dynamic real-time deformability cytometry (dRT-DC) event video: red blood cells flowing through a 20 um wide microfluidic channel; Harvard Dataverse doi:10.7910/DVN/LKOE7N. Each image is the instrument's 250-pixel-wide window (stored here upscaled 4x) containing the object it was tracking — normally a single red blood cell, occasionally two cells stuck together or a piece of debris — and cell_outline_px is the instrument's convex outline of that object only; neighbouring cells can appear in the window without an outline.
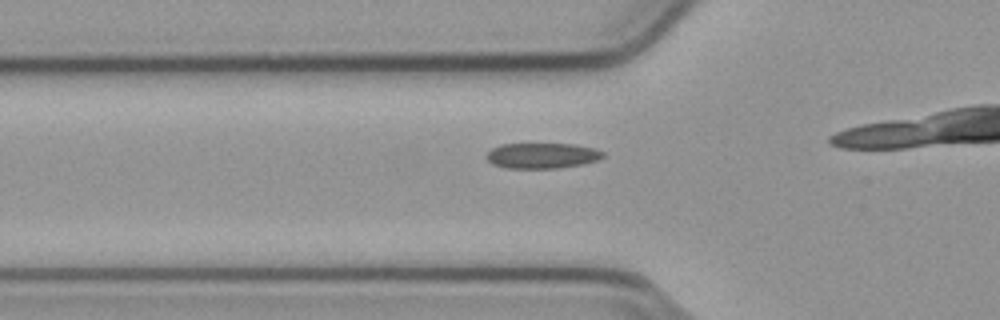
{"species": "common noctule bat (a hibernating species)", "species_latin": "Nyctalus noctula", "temperature_condition": "cold", "stored_images_in_passage": 19, "camera_frame_rate_fps": 3000, "um_per_image_px": 0.085, "animal": {"sex": "male", "body_mass_g": 23.1, "forearm_length_mm": 52.7}, "frame": {"image": 1, "passage_image": 14, "time_ms": 4.333, "image_size_px": [1000, 320], "cell_outline_px": [[604, 156], [596, 160], [580, 164], [556, 168], [504, 168], [492, 164], [484, 156], [492, 148], [500, 144], [576, 144], [596, 148], [604, 152]], "centroid_in_image_um": [46.05, 13.22], "position_along_channel_um": 79.8, "area_um2": 17.34}}
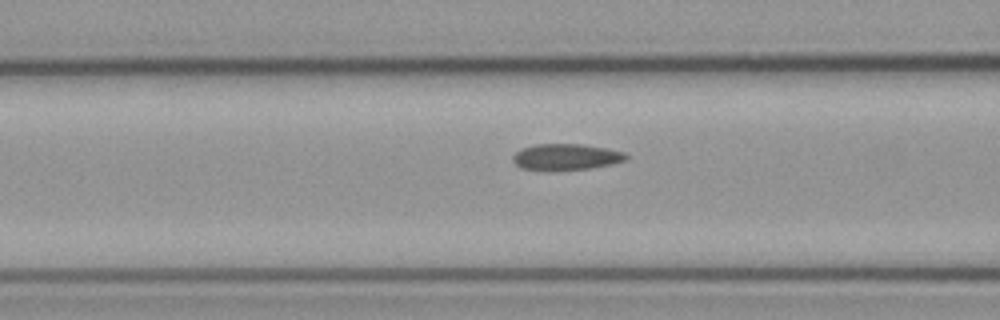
{"frame": {"image": 2, "passage_image": 17, "time_ms": 5.333, "image_size_px": [1000, 320], "cell_outline_px": [[628, 160], [612, 164], [592, 168], [548, 172], [520, 168], [512, 160], [512, 156], [520, 148], [536, 144], [584, 144], [624, 152], [628, 156]], "centroid_in_image_um": [48.08, 13.36], "position_along_channel_um": 118.5, "area_um2": 17.8}}